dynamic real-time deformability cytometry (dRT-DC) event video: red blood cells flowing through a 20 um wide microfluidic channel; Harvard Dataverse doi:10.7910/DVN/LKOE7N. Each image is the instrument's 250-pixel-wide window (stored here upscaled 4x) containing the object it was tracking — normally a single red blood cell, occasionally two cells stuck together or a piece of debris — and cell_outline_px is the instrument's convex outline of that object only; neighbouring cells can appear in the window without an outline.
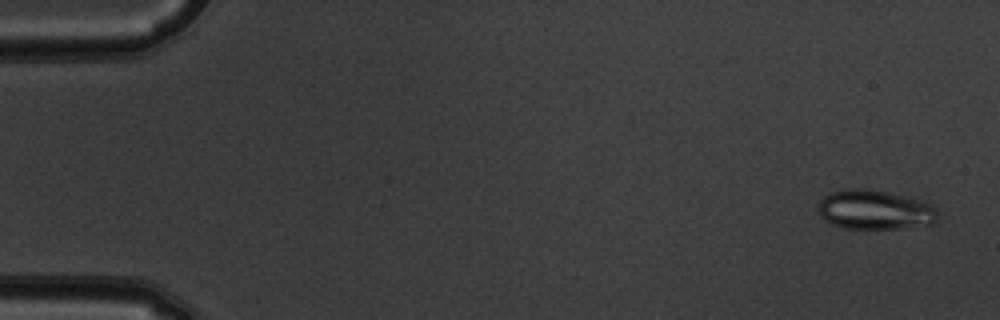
{"species": "common noctule bat (a hibernating species)", "species_latin": "Nyctalus noctula", "temperature_condition": "warm", "stored_images_in_passage": 14, "camera_frame_rate_fps": 3000, "um_per_image_px": 0.085, "animal": {"sex": "male", "body_mass_g": 19.5, "forearm_length_mm": 54.6}, "frame": {"image": 1, "passage_image": 3, "time_ms": 0.667, "image_size_px": [1000, 320], "cell_outline_px": [[936, 224], [904, 228], [844, 228], [832, 224], [824, 220], [820, 216], [816, 208], [820, 200], [828, 192], [848, 188], [864, 188], [884, 192], [920, 200], [936, 208]], "centroid_in_image_um": [74.3, 17.84], "position_along_channel_um": 10.7, "area_um2": 27.51}}